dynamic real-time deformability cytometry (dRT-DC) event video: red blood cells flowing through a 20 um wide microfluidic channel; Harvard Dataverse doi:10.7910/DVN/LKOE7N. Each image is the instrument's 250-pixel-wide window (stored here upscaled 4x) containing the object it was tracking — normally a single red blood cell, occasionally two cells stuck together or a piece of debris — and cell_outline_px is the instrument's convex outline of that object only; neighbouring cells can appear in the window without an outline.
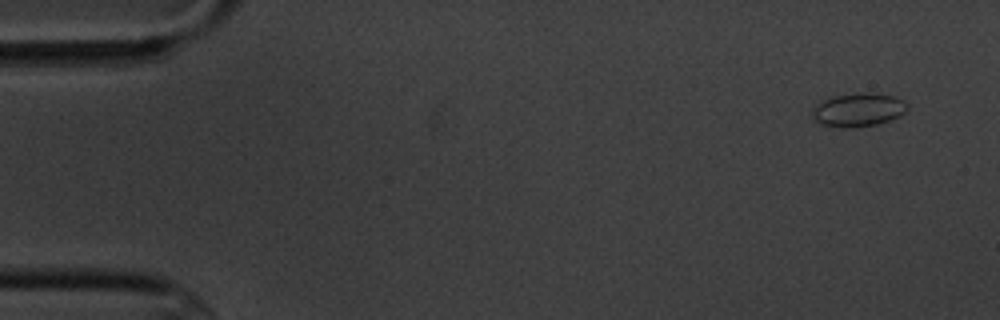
{"species": "common noctule bat (a hibernating species)", "species_latin": "Nyctalus noctula", "temperature_condition": "cold", "stored_images_in_passage": 4, "segment_of_instrument_passage": [1, 2], "camera_frame_rate_fps": 3000, "um_per_image_px": 0.085, "animal": {"sex": "male", "body_mass_g": 20.1, "forearm_length_mm": 53.5}, "frame": {"image": 1, "passage_image": 1, "time_ms": 0.0, "image_size_px": [1000, 320], "cell_outline_px": [[908, 104], [904, 112], [900, 116], [876, 124], [856, 128], [840, 128], [820, 124], [812, 120], [812, 108], [820, 100], [832, 96], [868, 92], [872, 92], [892, 96], [904, 100]], "centroid_in_image_um": [72.89, 9.34], "position_along_channel_um": 12.1, "area_um2": 18.84}}